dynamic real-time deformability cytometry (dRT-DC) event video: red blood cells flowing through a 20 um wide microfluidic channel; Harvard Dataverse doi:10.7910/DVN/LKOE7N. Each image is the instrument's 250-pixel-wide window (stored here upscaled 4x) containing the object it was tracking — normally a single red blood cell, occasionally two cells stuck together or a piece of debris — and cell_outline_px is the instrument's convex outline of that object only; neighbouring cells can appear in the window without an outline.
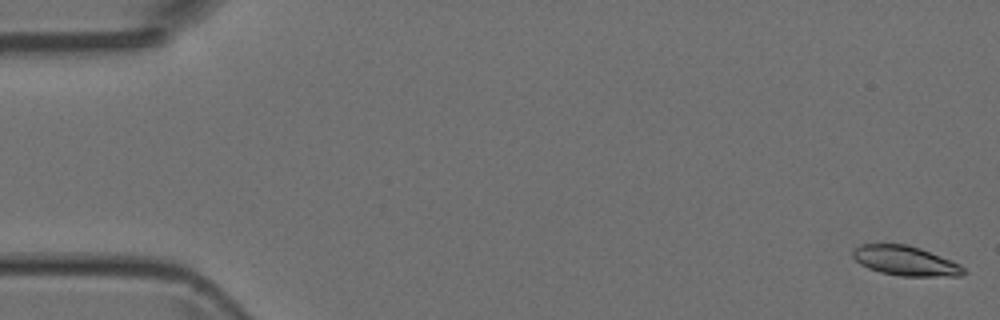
{"species": "Egyptian fruit bat (a non-hibernating species)", "species_latin": "Rousettus aegyptiacus", "temperature_condition": "room temperature", "stored_images_in_passage": 15, "camera_frame_rate_fps": 3000, "um_per_image_px": 0.085, "animal": {"sex": "female"}, "frame": {"image": 1, "passage_image": 1, "time_ms": 0.0, "image_size_px": [1000, 320], "cell_outline_px": [[968, 272], [960, 276], [900, 276], [880, 272], [868, 268], [860, 264], [852, 256], [852, 248], [860, 244], [908, 244], [920, 248], [952, 260], [960, 264]], "centroid_in_image_um": [76.96, 22.16], "position_along_channel_um": 8.0, "area_um2": 19.36}}